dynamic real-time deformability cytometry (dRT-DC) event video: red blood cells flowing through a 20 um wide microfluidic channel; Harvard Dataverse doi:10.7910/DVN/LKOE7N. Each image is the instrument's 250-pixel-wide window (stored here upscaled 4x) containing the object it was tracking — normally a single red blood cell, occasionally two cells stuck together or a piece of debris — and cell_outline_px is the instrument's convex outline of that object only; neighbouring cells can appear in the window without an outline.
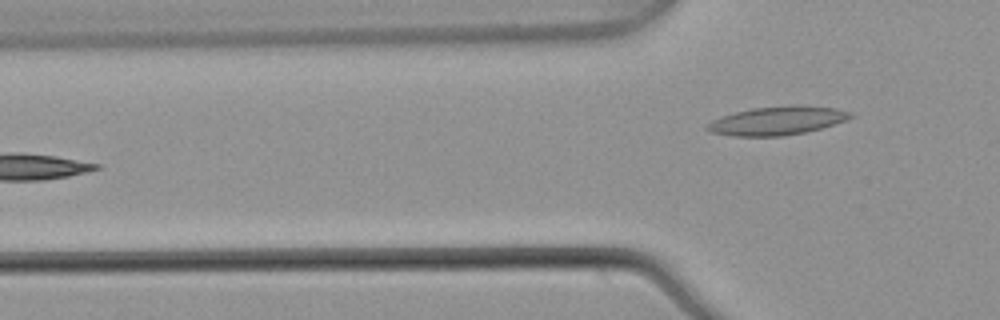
{"species": "common noctule bat (a hibernating species)", "species_latin": "Nyctalus noctula", "temperature_condition": "warm", "stored_images_in_passage": 6, "camera_frame_rate_fps": 3000, "um_per_image_px": 0.085, "animal": {"sex": "male", "body_mass_g": 21.5, "forearm_length_mm": 52.0}, "frame": {"image": 1, "passage_image": 6, "time_ms": 1.667, "image_size_px": [1000, 320], "cell_outline_px": [[852, 116], [844, 120], [820, 128], [804, 132], [784, 136], [732, 136], [712, 132], [704, 128], [712, 120], [720, 116], [752, 108], [788, 104], [804, 104], [836, 108], [852, 112]], "centroid_in_image_um": [66.05, 10.23], "position_along_channel_um": 59.8, "area_um2": 23.99}}